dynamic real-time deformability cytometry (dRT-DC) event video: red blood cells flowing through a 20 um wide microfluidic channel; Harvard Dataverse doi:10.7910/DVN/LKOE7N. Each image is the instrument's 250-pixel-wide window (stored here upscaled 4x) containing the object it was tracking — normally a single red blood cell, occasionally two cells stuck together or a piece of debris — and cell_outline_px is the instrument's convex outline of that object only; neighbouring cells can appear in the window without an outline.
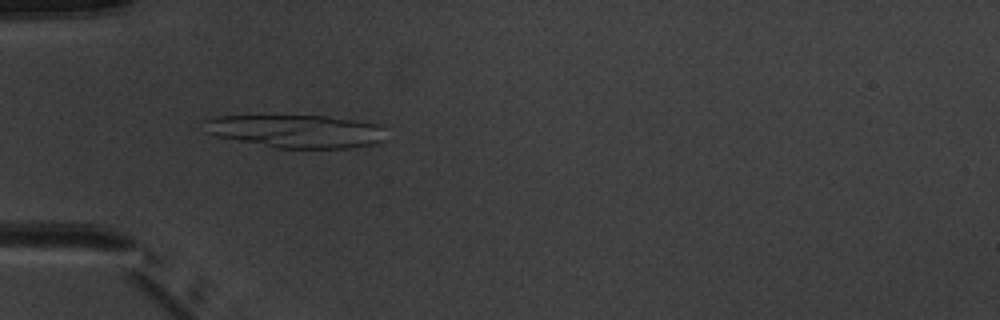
{"species": "common noctule bat (a hibernating species)", "species_latin": "Nyctalus noctula", "temperature_condition": "warm", "stored_images_in_passage": 5, "camera_frame_rate_fps": 3000, "um_per_image_px": 0.085, "animal": {"sex": "male", "body_mass_g": 20.1, "forearm_length_mm": 53.5}, "frame": {"image": 1, "passage_image": 5, "time_ms": 5.0, "image_size_px": [1000, 320], "cell_outline_px": [[384, 140], [376, 144], [348, 148], [276, 148], [216, 136], [204, 132], [204, 120], [216, 116], [328, 116], [356, 120], [376, 124], [384, 128]], "centroid_in_image_um": [25.17, 11.16], "position_along_channel_um": 59.8, "area_um2": 35.03}}